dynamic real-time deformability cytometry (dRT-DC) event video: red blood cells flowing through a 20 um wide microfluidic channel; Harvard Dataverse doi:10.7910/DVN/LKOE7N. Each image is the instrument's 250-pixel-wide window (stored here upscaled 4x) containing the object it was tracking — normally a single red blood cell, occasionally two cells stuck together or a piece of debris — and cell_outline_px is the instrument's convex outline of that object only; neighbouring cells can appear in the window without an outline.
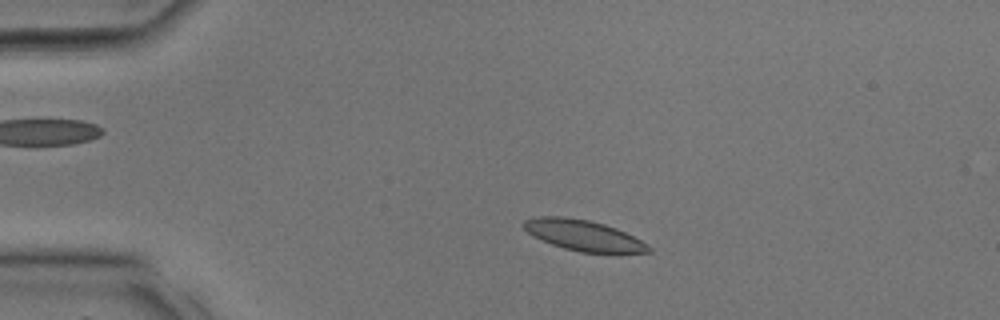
{"species": "common noctule bat (a hibernating species)", "species_latin": "Nyctalus noctula", "temperature_condition": "room temperature", "stored_images_in_passage": 27, "camera_frame_rate_fps": 3000, "um_per_image_px": 0.085, "animal": {"sex": "male", "body_mass_g": 17.9, "forearm_length_mm": 54.2}, "frame": {"image": 1, "passage_image": 2, "time_ms": 0.333, "image_size_px": [1000, 320], "cell_outline_px": [[652, 252], [580, 252], [564, 248], [552, 244], [528, 232], [520, 224], [524, 220], [540, 216], [564, 216], [588, 220], [604, 224], [616, 228], [640, 240], [652, 248]], "centroid_in_image_um": [49.57, 19.99], "position_along_channel_um": 35.4, "area_um2": 21.91}}
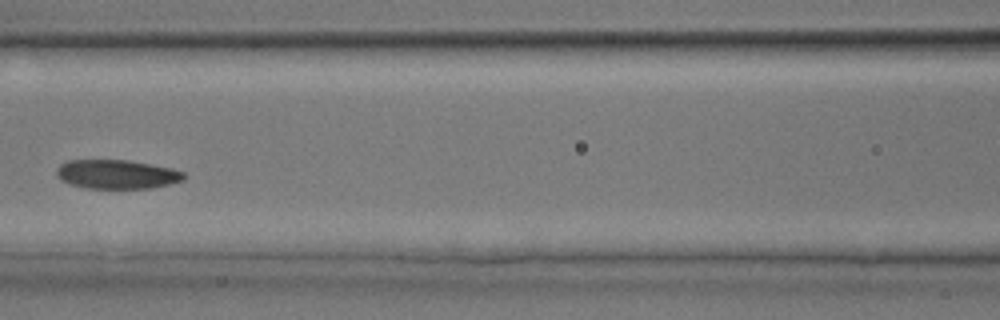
{"frame": {"image": 2, "passage_image": 10, "time_ms": 3.0, "image_size_px": [1000, 320], "cell_outline_px": [[188, 176], [184, 180], [152, 188], [88, 188], [68, 184], [60, 180], [56, 176], [56, 168], [60, 164], [68, 160], [128, 160], [172, 168], [184, 172]], "centroid_in_image_um": [9.92, 14.81], "position_along_channel_um": 156.7, "area_um2": 21.73}}
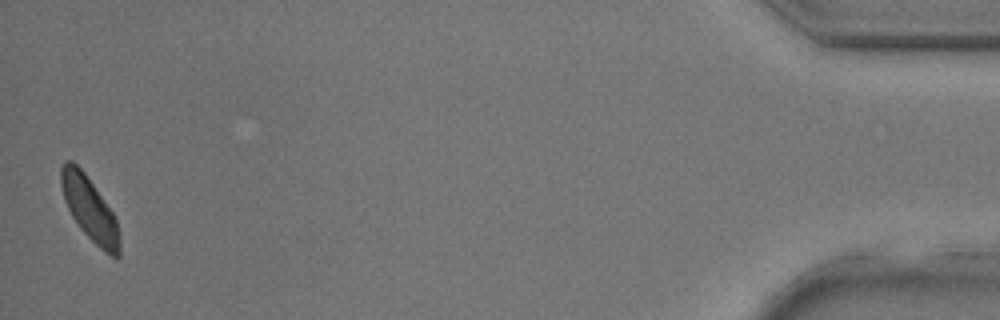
{"frame": {"image": 3, "passage_image": 27, "time_ms": 8.667, "image_size_px": [1000, 320], "cell_outline_px": [[120, 256], [112, 256], [104, 252], [80, 228], [72, 216], [64, 200], [60, 184], [60, 168], [64, 160], [72, 160], [84, 172], [112, 212], [116, 220], [120, 236]], "centroid_in_image_um": [7.6, 17.73], "position_along_channel_um": 427.6, "area_um2": 21.44}}